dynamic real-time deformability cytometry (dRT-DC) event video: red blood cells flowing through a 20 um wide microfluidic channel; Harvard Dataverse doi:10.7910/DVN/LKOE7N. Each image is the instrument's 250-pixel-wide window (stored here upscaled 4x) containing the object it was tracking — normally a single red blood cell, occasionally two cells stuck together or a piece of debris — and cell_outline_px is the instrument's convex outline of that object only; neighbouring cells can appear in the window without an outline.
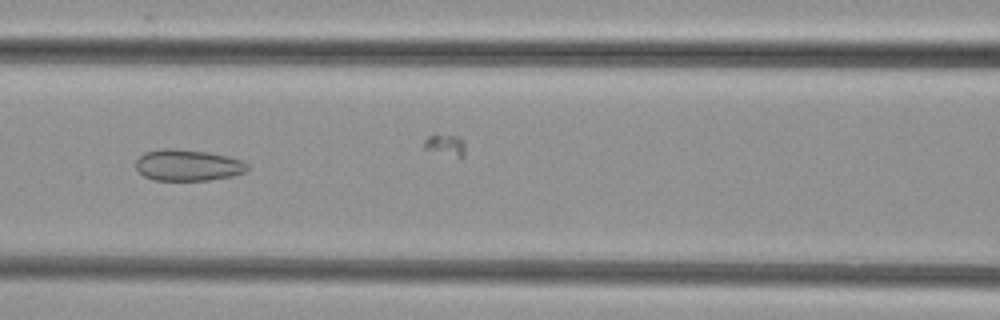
{"species": "common noctule bat (a hibernating species)", "species_latin": "Nyctalus noctula", "temperature_condition": "cold", "stored_images_in_passage": 29, "camera_frame_rate_fps": 3000, "um_per_image_px": 0.085, "animal": {"sex": "female", "body_mass_g": 29.2, "forearm_length_mm": 56.3}, "frame": {"image": 1, "passage_image": 9, "time_ms": 2.667, "image_size_px": [1000, 320], "cell_outline_px": [[248, 168], [244, 172], [232, 176], [208, 180], [152, 180], [144, 176], [136, 168], [136, 160], [144, 152], [164, 148], [176, 148], [208, 152], [228, 156], [240, 160], [248, 164]], "centroid_in_image_um": [15.94, 14.03], "position_along_channel_um": 150.7, "area_um2": 20.4}}
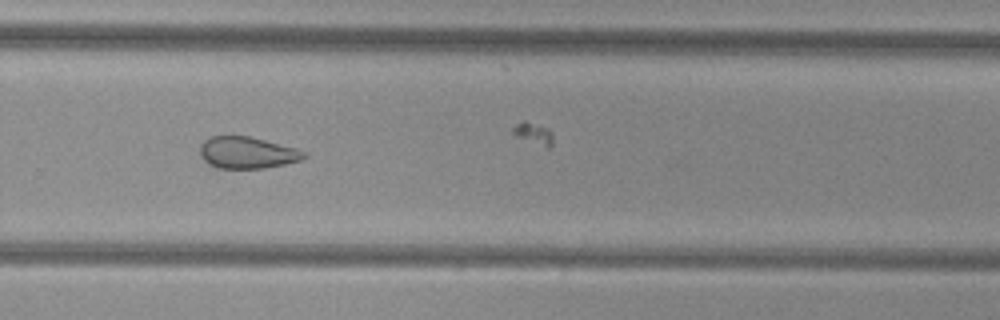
{"frame": {"image": 2, "passage_image": 21, "time_ms": 6.667, "image_size_px": [1000, 320], "cell_outline_px": [[308, 156], [300, 160], [284, 164], [264, 168], [216, 168], [208, 164], [200, 156], [200, 144], [204, 140], [212, 136], [248, 136], [296, 148], [308, 152]], "centroid_in_image_um": [21.0, 12.98], "position_along_channel_um": 308.8, "area_um2": 19.25}}
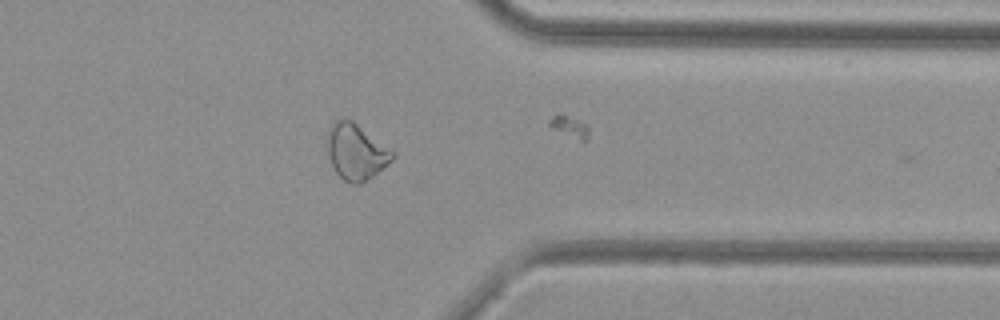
{"frame": {"image": 3, "passage_image": 27, "time_ms": 8.667, "image_size_px": [1000, 320], "cell_outline_px": [[396, 156], [392, 160], [372, 176], [360, 184], [352, 184], [344, 180], [336, 172], [328, 156], [328, 128], [336, 120], [352, 120], [396, 152]], "centroid_in_image_um": [30.28, 12.9], "position_along_channel_um": 381.1, "area_um2": 20.98}}